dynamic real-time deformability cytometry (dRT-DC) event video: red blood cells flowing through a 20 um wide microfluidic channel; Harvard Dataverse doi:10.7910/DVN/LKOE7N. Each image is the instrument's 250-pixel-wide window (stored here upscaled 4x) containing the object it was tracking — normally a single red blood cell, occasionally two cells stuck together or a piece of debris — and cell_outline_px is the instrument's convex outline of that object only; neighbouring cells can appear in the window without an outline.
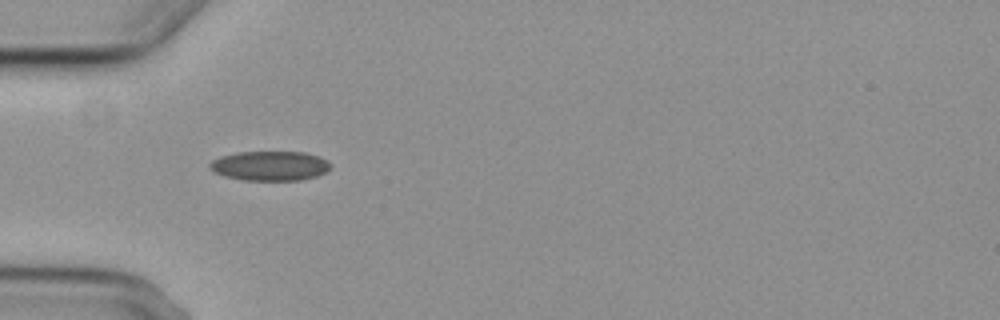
{"species": "common noctule bat (a hibernating species)", "species_latin": "Nyctalus noctula", "temperature_condition": "cold", "stored_images_in_passage": 3, "camera_frame_rate_fps": 3000, "um_per_image_px": 0.085, "animal": {"sex": "female", "body_mass_g": 29.2, "forearm_length_mm": 56.3}, "frame": {"image": 1, "passage_image": 1, "time_ms": 0.0, "image_size_px": [1000, 320], "cell_outline_px": [[332, 164], [324, 172], [316, 176], [300, 180], [244, 180], [224, 176], [208, 168], [208, 164], [212, 160], [220, 156], [236, 152], [304, 152], [316, 156]], "centroid_in_image_um": [22.88, 14.09], "position_along_channel_um": 62.1, "area_um2": 20.63}}
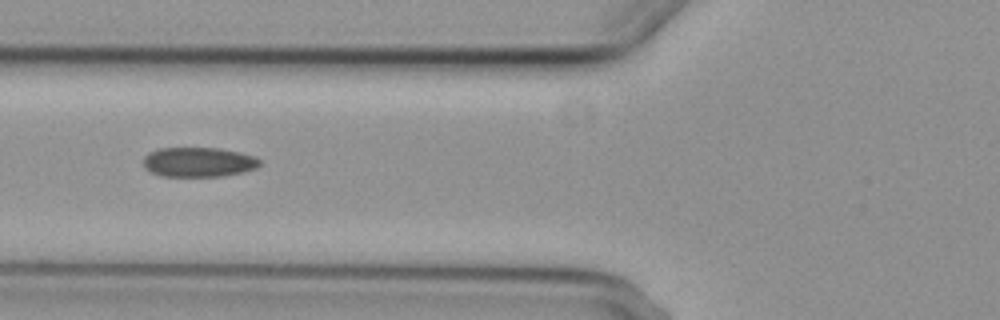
{"frame": {"image": 2, "passage_image": 2, "time_ms": 1.333, "image_size_px": [1000, 320], "cell_outline_px": [[260, 164], [256, 168], [224, 176], [160, 176], [152, 172], [144, 164], [144, 156], [148, 152], [160, 148], [220, 148], [240, 152], [256, 156], [260, 160]], "centroid_in_image_um": [16.89, 13.77], "position_along_channel_um": 108.9, "area_um2": 20.06}}
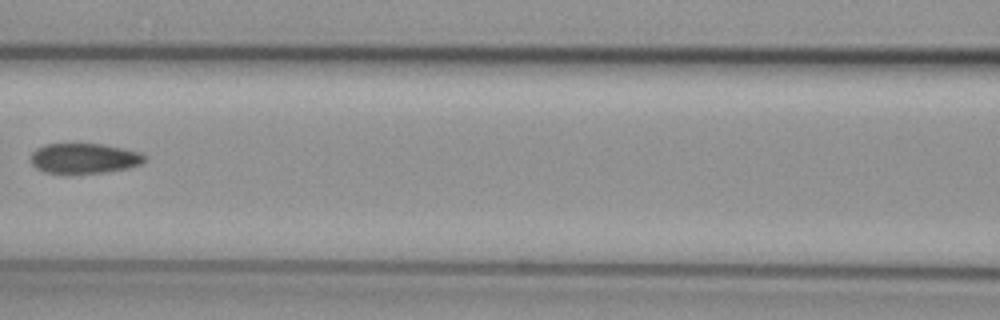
{"frame": {"image": 3, "passage_image": 3, "time_ms": 2.667, "image_size_px": [1000, 320], "cell_outline_px": [[148, 156], [140, 164], [128, 168], [104, 172], [64, 176], [44, 172], [36, 168], [32, 164], [32, 152], [36, 148], [44, 144], [100, 144], [140, 152]], "centroid_in_image_um": [7.11, 13.5], "position_along_channel_um": 159.5, "area_um2": 20.46}}